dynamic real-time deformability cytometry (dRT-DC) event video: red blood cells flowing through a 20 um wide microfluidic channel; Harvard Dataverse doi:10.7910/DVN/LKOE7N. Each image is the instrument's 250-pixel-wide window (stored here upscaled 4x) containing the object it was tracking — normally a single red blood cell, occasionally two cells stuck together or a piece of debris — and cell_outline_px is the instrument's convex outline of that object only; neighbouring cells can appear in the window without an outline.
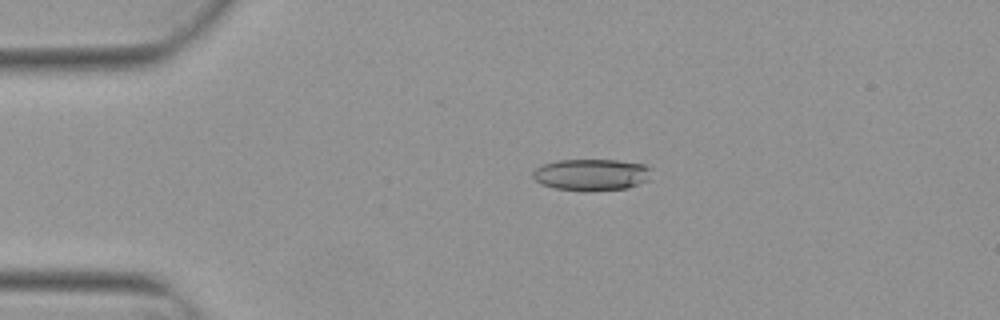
{"species": "Egyptian fruit bat (a non-hibernating species)", "species_latin": "Rousettus aegyptiacus", "temperature_condition": "warm", "stored_images_in_passage": 5, "camera_frame_rate_fps": 3000, "um_per_image_px": 0.085, "animal": {"sex": "female"}, "frame": {"image": 1, "passage_image": 4, "time_ms": 1.0, "image_size_px": [1000, 320], "cell_outline_px": [[652, 168], [648, 180], [628, 188], [584, 192], [552, 188], [540, 184], [532, 176], [532, 172], [536, 168], [544, 164], [556, 160], [616, 160], [644, 164]], "centroid_in_image_um": [50.26, 14.86], "position_along_channel_um": 34.7, "area_um2": 22.2}}